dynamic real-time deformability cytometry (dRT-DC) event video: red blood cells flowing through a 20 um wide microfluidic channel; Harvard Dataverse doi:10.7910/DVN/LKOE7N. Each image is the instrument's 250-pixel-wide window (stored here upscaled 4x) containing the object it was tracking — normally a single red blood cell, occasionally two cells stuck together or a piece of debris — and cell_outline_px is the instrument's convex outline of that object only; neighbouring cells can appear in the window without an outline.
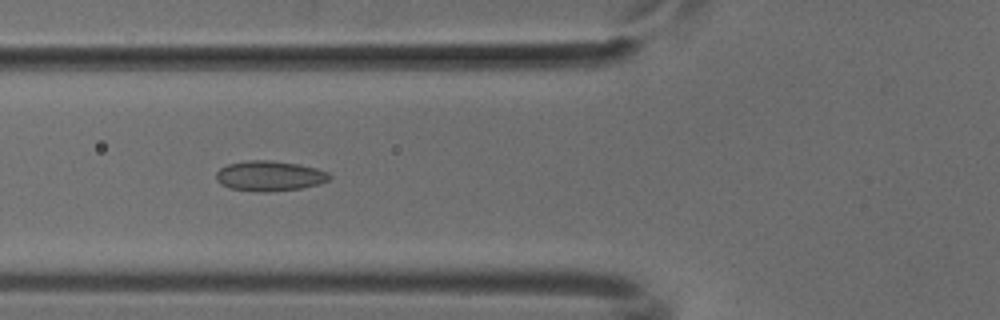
{"species": "common noctule bat (a hibernating species)", "species_latin": "Nyctalus noctula", "temperature_condition": "cold", "stored_images_in_passage": 51, "camera_frame_rate_fps": 3000, "um_per_image_px": 0.085, "animal": {"sex": "male", "body_mass_g": 18.8}, "frame": {"image": 1, "passage_image": 19, "time_ms": 6.0, "image_size_px": [1000, 320], "cell_outline_px": [[332, 176], [328, 180], [320, 184], [300, 188], [268, 192], [256, 192], [228, 188], [220, 184], [216, 180], [216, 172], [220, 168], [228, 164], [252, 160], [272, 160], [300, 164], [316, 168], [328, 172]], "centroid_in_image_um": [22.9, 14.96], "position_along_channel_um": 102.9, "area_um2": 20.11}}
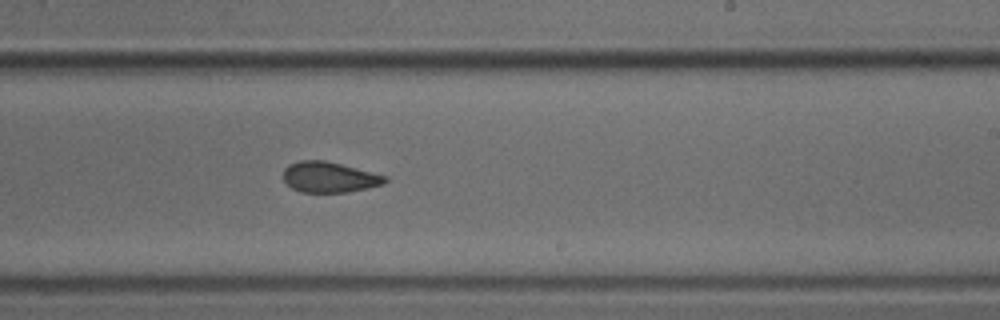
{"frame": {"image": 2, "passage_image": 31, "time_ms": 10.0, "image_size_px": [1000, 320], "cell_outline_px": [[388, 180], [384, 184], [368, 188], [348, 192], [300, 192], [292, 188], [284, 180], [284, 168], [288, 164], [300, 160], [324, 160], [388, 176]], "centroid_in_image_um": [28.0, 15.06], "position_along_channel_um": 261.0, "area_um2": 18.15}}
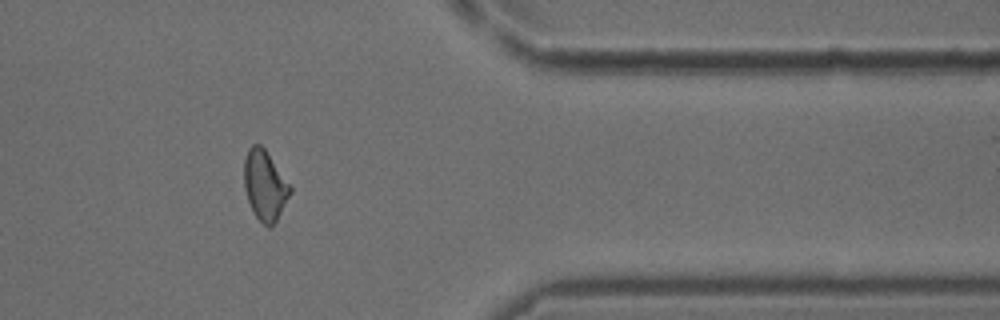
{"frame": {"image": 3, "passage_image": 42, "time_ms": 13.667, "image_size_px": [1000, 320], "cell_outline_px": [[292, 192], [276, 220], [268, 228], [256, 216], [248, 200], [244, 188], [244, 160], [248, 148], [252, 144], [260, 144], [264, 148], [292, 188]], "centroid_in_image_um": [22.5, 15.73], "position_along_channel_um": 388.9, "area_um2": 18.44}}